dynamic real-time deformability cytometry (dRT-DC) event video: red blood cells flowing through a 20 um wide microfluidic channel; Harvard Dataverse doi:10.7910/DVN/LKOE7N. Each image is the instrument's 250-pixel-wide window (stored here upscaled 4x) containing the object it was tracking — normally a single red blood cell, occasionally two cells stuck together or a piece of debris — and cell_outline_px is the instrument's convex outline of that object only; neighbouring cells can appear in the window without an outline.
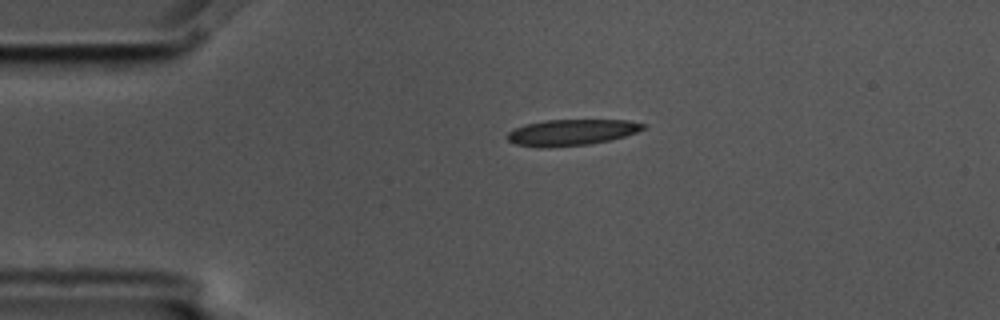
{"species": "common noctule bat (a hibernating species)", "species_latin": "Nyctalus noctula", "temperature_condition": "cold", "stored_images_in_passage": 2, "camera_frame_rate_fps": 3000, "um_per_image_px": 0.085, "animal": {"sex": "male", "body_mass_g": 17.5, "forearm_length_mm": 52.3}, "frame": {"image": 1, "passage_image": 1, "time_ms": 0.0, "image_size_px": [1000, 320], "cell_outline_px": [[648, 124], [644, 128], [636, 132], [612, 140], [588, 144], [548, 148], [540, 148], [516, 144], [508, 140], [508, 132], [524, 124], [544, 120], [628, 120]], "centroid_in_image_um": [48.58, 11.25], "position_along_channel_um": 36.4, "area_um2": 20.75}}